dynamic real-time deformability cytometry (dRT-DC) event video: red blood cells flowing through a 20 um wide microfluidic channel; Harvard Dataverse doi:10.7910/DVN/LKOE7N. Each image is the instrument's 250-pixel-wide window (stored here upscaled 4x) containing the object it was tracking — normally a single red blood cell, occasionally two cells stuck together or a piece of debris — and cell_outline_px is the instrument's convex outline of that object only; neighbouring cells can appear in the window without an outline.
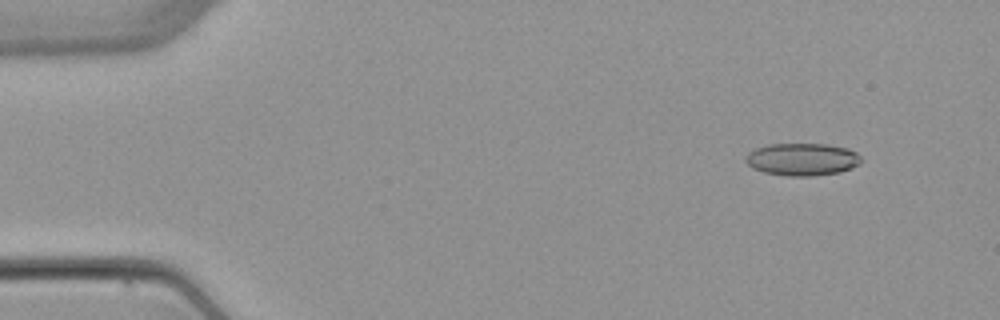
{"species": "common noctule bat (a hibernating species)", "species_latin": "Nyctalus noctula", "temperature_condition": "warm", "stored_images_in_passage": 4, "camera_frame_rate_fps": 3000, "um_per_image_px": 0.085, "animal": {"sex": "female", "body_mass_g": 22.7, "forearm_length_mm": 54.2}, "frame": {"image": 1, "passage_image": 1, "time_ms": 0.0, "image_size_px": [1000, 320], "cell_outline_px": [[864, 160], [860, 164], [852, 168], [840, 172], [812, 176], [788, 176], [764, 172], [752, 168], [744, 160], [748, 152], [756, 148], [768, 144], [824, 144], [848, 148], [856, 152]], "centroid_in_image_um": [68.21, 13.54], "position_along_channel_um": 16.8, "area_um2": 22.02}}
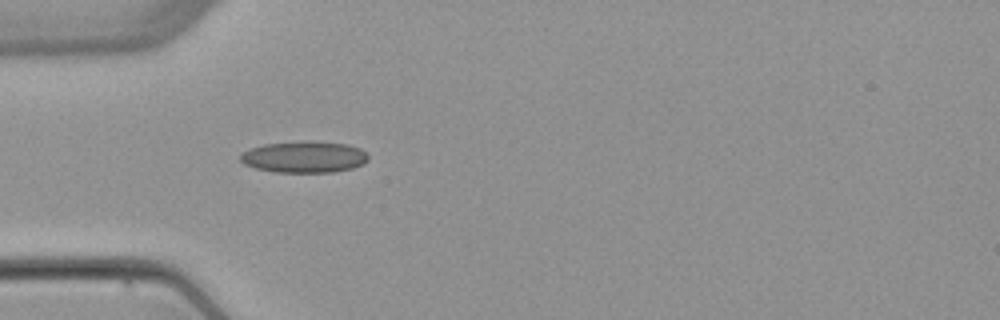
{"frame": {"image": 2, "passage_image": 4, "time_ms": 3.667, "image_size_px": [1000, 320], "cell_outline_px": [[368, 160], [364, 164], [352, 168], [332, 172], [276, 172], [256, 168], [244, 164], [240, 160], [240, 152], [248, 148], [264, 144], [304, 140], [312, 140], [348, 144], [360, 148], [368, 156]], "centroid_in_image_um": [25.84, 13.32], "position_along_channel_um": 59.2, "area_um2": 23.81}}